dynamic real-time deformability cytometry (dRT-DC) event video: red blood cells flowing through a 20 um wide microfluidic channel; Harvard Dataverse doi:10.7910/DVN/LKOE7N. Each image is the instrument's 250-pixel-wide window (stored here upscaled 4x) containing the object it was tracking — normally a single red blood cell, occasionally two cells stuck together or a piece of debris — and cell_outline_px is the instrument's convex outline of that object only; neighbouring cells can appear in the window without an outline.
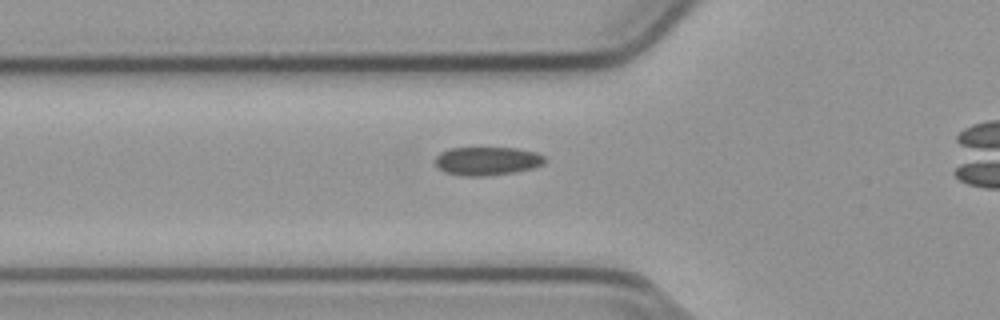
{"species": "common noctule bat (a hibernating species)", "species_latin": "Nyctalus noctula", "temperature_condition": "cold", "stored_images_in_passage": 35, "camera_frame_rate_fps": 3000, "um_per_image_px": 0.085, "animal": {"sex": "male", "body_mass_g": 23.1, "forearm_length_mm": 52.7}, "frame": {"image": 1, "passage_image": 7, "time_ms": 2.0, "image_size_px": [1000, 320], "cell_outline_px": [[544, 164], [532, 168], [512, 172], [484, 176], [460, 176], [444, 172], [436, 164], [436, 156], [440, 152], [448, 148], [516, 148], [536, 152], [544, 156]], "centroid_in_image_um": [41.38, 13.68], "position_along_channel_um": 84.4, "area_um2": 18.09}}
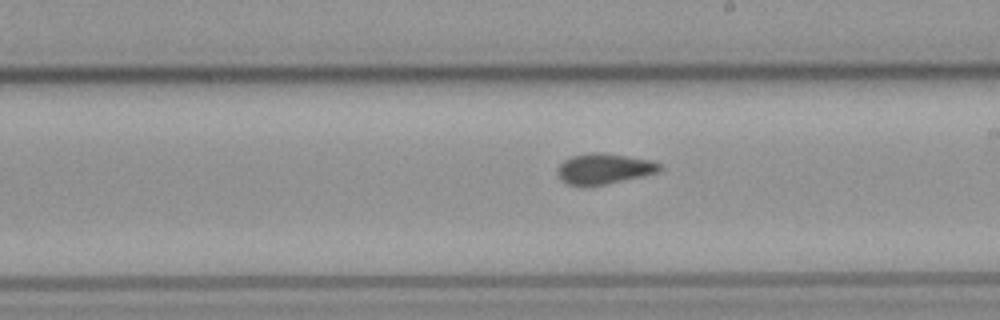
{"frame": {"image": 2, "passage_image": 19, "time_ms": 6.0, "image_size_px": [1000, 320], "cell_outline_px": [[664, 168], [656, 172], [640, 176], [604, 184], [568, 184], [560, 180], [556, 172], [556, 168], [564, 160], [572, 156], [592, 152], [600, 152], [648, 160], [660, 164]], "centroid_in_image_um": [51.28, 14.32], "position_along_channel_um": 237.7, "area_um2": 17.63}}
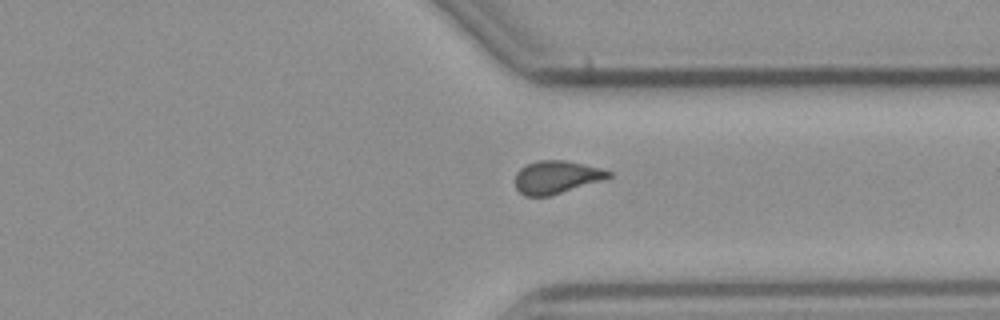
{"frame": {"image": 3, "passage_image": 29, "time_ms": 9.333, "image_size_px": [1000, 320], "cell_outline_px": [[612, 176], [600, 180], [548, 196], [524, 196], [516, 188], [516, 172], [520, 168], [528, 164], [540, 160], [564, 160], [600, 168], [612, 172]], "centroid_in_image_um": [47.26, 15.05], "position_along_channel_um": 364.1, "area_um2": 17.46}, "authors_computed_cell_mechanics": {"area_um2": 17.8602, "velocity_mm_per_s": 3.8087, "shape_relaxation_time_tau1_ms": null, "shape_relaxation_time_tau2_ms": 4.3355, "deformation_change_tau1": null, "deformation_change_tau2": 0.064}}